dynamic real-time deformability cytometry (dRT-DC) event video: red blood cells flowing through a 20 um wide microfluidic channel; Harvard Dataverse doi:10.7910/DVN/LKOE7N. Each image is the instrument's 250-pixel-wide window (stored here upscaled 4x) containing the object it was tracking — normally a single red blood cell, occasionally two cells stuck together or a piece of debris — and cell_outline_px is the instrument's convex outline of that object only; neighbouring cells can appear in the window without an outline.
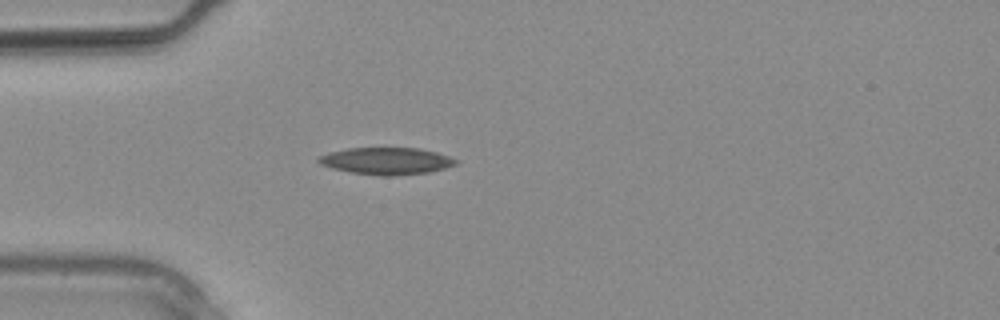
{"species": "common noctule bat (a hibernating species)", "species_latin": "Nyctalus noctula", "temperature_condition": "warm", "stored_images_in_passage": 2, "segment_of_instrument_passage": [1, 2], "camera_frame_rate_fps": 3000, "um_per_image_px": 0.085, "animal": {"sex": "male", "body_mass_g": 20.4}, "frame": {"image": 1, "passage_image": 1, "time_ms": 0.0, "image_size_px": [1000, 320], "cell_outline_px": [[460, 160], [456, 164], [444, 168], [428, 172], [392, 176], [384, 176], [352, 172], [332, 168], [320, 164], [316, 160], [320, 156], [328, 152], [348, 148], [420, 148], [436, 152]], "centroid_in_image_um": [32.85, 13.67], "position_along_channel_um": 52.2, "area_um2": 21.5}}